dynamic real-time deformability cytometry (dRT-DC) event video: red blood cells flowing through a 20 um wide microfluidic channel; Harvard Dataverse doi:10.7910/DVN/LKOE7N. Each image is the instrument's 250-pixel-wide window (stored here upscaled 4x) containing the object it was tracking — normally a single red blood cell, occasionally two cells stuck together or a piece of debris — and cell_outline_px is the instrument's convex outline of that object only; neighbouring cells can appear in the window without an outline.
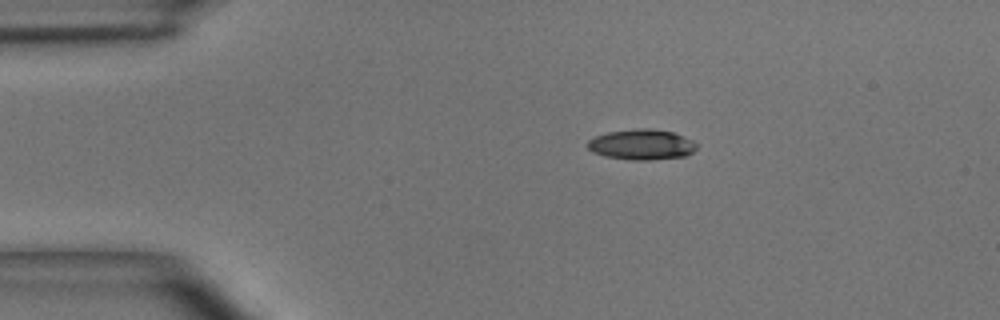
{"species": "common noctule bat (a hibernating species)", "species_latin": "Nyctalus noctula", "temperature_condition": "room temperature", "stored_images_in_passage": 41, "camera_frame_rate_fps": 3000, "um_per_image_px": 0.085, "animal": {"sex": "male", "body_mass_g": 15.6}, "frame": {"image": 1, "passage_image": 1, "time_ms": 0.0, "image_size_px": [1000, 320], "cell_outline_px": [[696, 148], [692, 152], [684, 156], [652, 160], [632, 160], [604, 156], [592, 152], [588, 148], [588, 140], [596, 136], [608, 132], [640, 128], [648, 128], [672, 132], [692, 140], [696, 144]], "centroid_in_image_um": [54.52, 12.29], "position_along_channel_um": 30.5, "area_um2": 19.19}}
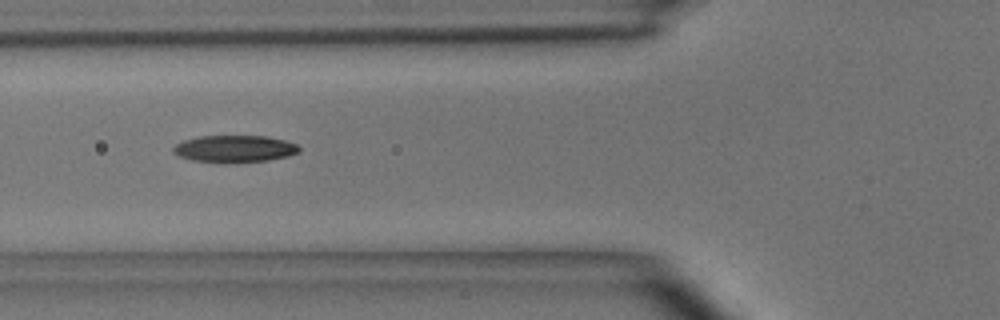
{"frame": {"image": 2, "passage_image": 10, "time_ms": 3.0, "image_size_px": [1000, 320], "cell_outline_px": [[300, 152], [288, 156], [268, 160], [228, 164], [224, 164], [192, 160], [180, 156], [172, 152], [172, 148], [176, 144], [184, 140], [200, 136], [268, 136], [284, 140], [296, 144], [300, 148]], "centroid_in_image_um": [19.93, 12.66], "position_along_channel_um": 105.9, "area_um2": 20.11}}
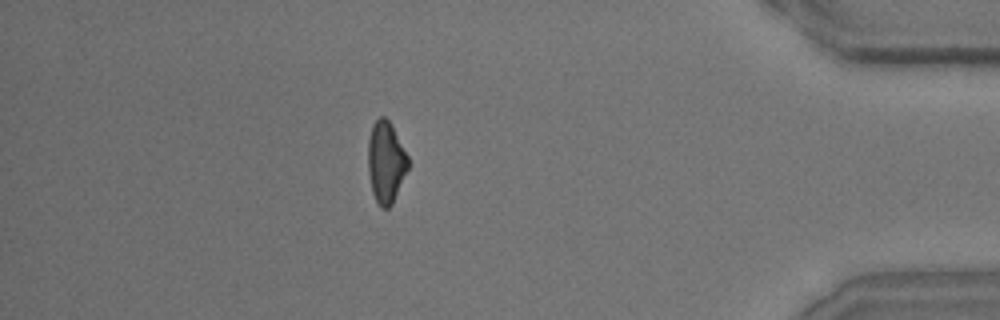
{"frame": {"image": 3, "passage_image": 35, "time_ms": 11.333, "image_size_px": [1000, 320], "cell_outline_px": [[408, 168], [392, 204], [388, 208], [380, 208], [372, 192], [368, 172], [368, 140], [372, 124], [380, 116], [384, 116], [388, 120], [408, 156]], "centroid_in_image_um": [32.78, 13.79], "position_along_channel_um": 402.4, "area_um2": 18.84}, "authors_computed_cell_mechanics": {"area_um2": 19.5942, "velocity_mm_per_s": 4.0617, "shape_relaxation_time_tau1_ms": 4.3678, "shape_relaxation_time_tau2_ms": 5.0825, "deformation_change_tau1": 0.1593, "deformation_change_tau2": 0.1302}}